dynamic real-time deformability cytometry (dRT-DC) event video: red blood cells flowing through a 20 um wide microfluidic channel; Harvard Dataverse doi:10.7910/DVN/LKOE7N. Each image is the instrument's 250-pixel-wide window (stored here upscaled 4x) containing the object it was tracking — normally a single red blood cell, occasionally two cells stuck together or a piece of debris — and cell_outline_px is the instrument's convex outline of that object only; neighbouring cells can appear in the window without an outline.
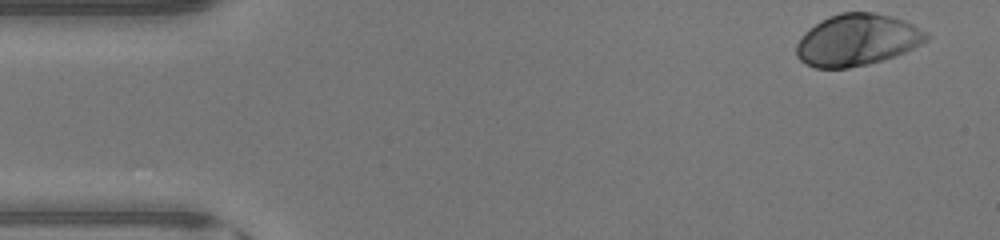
{"species": "human", "species_latin": "Homo sapiens", "temperature_condition": "warm", "stored_images_in_passage": 45, "camera_frame_rate_fps": 3000, "um_per_image_px": 0.085, "donor": {"sex": "male"}, "frame": {"image": 1, "passage_image": 1, "time_ms": 0.0, "image_size_px": [1000, 240], "cell_outline_px": [[928, 40], [904, 52], [868, 64], [848, 68], [816, 68], [804, 64], [796, 56], [796, 44], [804, 32], [808, 28], [820, 20], [828, 16], [840, 12], [872, 12], [892, 16], [904, 20], [928, 32]], "centroid_in_image_um": [72.81, 3.39], "position_along_channel_um": 12.2, "area_um2": 39.25}}
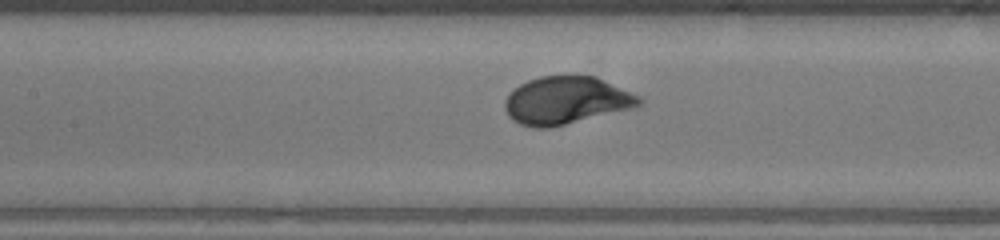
{"frame": {"image": 2, "passage_image": 19, "time_ms": 6.0, "image_size_px": [1000, 240], "cell_outline_px": [[644, 100], [640, 104], [632, 108], [548, 128], [532, 128], [520, 124], [512, 120], [508, 116], [504, 108], [504, 100], [520, 84], [528, 80], [540, 76], [596, 76], [640, 96]], "centroid_in_image_um": [48.11, 8.54], "position_along_channel_um": 159.3, "area_um2": 37.05}}
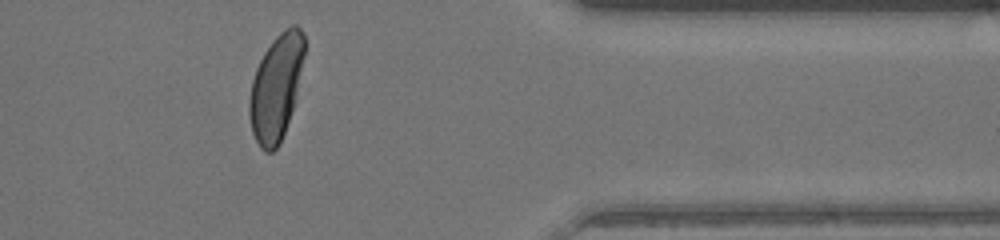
{"frame": {"image": 3, "passage_image": 36, "time_ms": 11.667, "image_size_px": [1000, 240], "cell_outline_px": [[304, 56], [292, 108], [280, 144], [272, 152], [264, 152], [260, 148], [252, 132], [248, 116], [248, 100], [252, 80], [256, 68], [264, 52], [272, 40], [284, 28], [292, 24], [296, 24], [300, 28], [304, 36]], "centroid_in_image_um": [23.43, 7.42], "position_along_channel_um": 388.0, "area_um2": 33.7}, "authors_computed_cell_mechanics": {"area_um2": 37.3388, "velocity_mm_per_s": 4.4305, "shape_relaxation_time_tau1_ms": 1.9568, "shape_relaxation_time_tau2_ms": null, "deformation_change_tau1": 0.1766, "deformation_change_tau2": null}}